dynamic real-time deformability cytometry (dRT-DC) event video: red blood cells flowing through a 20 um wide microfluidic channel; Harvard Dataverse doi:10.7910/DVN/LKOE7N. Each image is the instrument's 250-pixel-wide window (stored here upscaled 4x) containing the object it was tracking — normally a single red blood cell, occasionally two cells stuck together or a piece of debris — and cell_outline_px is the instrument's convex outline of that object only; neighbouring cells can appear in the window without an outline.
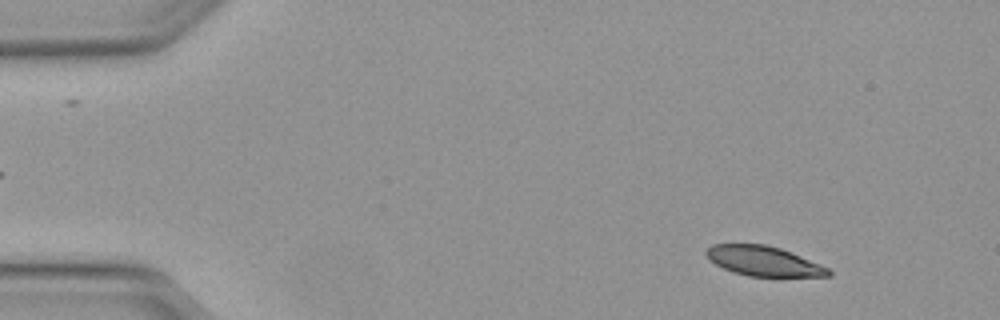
{"species": "Egyptian fruit bat (a non-hibernating species)", "species_latin": "Rousettus aegyptiacus", "temperature_condition": "warm", "stored_images_in_passage": 49, "camera_frame_rate_fps": 3000, "um_per_image_px": 0.085, "animal": {"sex": "female"}, "frame": {"image": 1, "passage_image": 5, "time_ms": 1.333, "image_size_px": [1000, 320], "cell_outline_px": [[832, 276], [748, 276], [732, 272], [708, 260], [704, 252], [712, 244], [764, 244], [780, 248], [800, 256], [828, 268], [832, 272]], "centroid_in_image_um": [64.86, 22.19], "position_along_channel_um": 20.1, "area_um2": 21.04}}
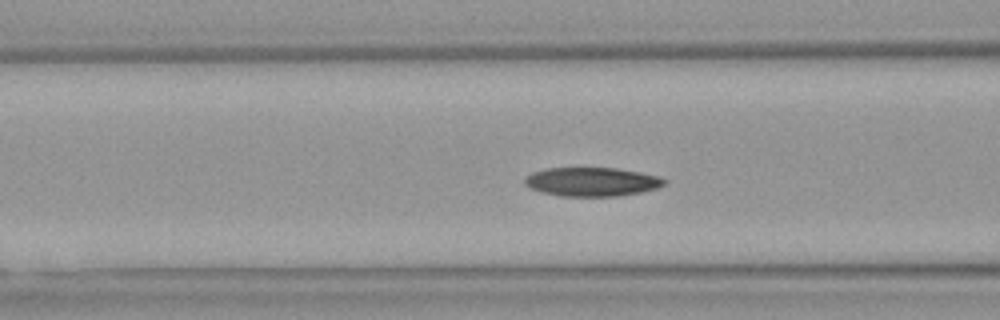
{"frame": {"image": 2, "passage_image": 19, "time_ms": 6.0, "image_size_px": [1000, 320], "cell_outline_px": [[668, 184], [656, 188], [640, 192], [616, 196], [560, 196], [544, 192], [532, 188], [524, 184], [524, 180], [532, 172], [544, 168], [616, 168], [640, 172], [660, 176], [668, 180]], "centroid_in_image_um": [50.36, 15.44], "position_along_channel_um": 116.2, "area_um2": 23.47}}
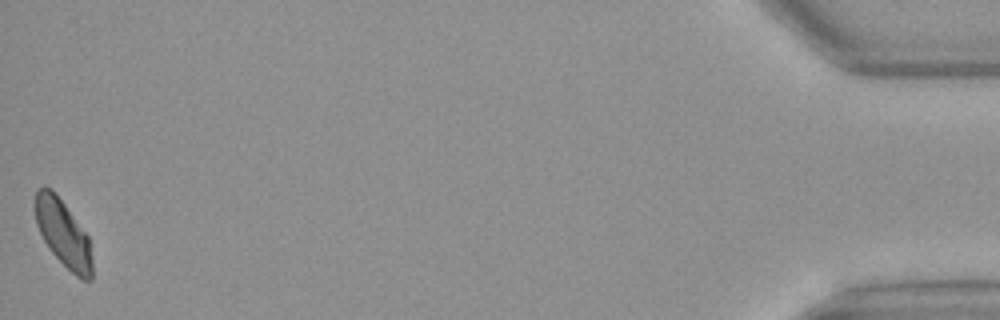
{"frame": {"image": 3, "passage_image": 49, "time_ms": 16.0, "image_size_px": [1000, 320], "cell_outline_px": [[92, 280], [80, 280], [52, 252], [44, 240], [36, 224], [36, 188], [44, 184], [52, 188], [56, 192], [88, 236], [92, 260]], "centroid_in_image_um": [5.37, 19.8], "position_along_channel_um": 429.8, "area_um2": 22.08}, "authors_computed_cell_mechanics": {"area_um2": 23.12, "velocity_mm_per_s": 4.1003, "shape_relaxation_time_tau1_ms": 6.8717, "shape_relaxation_time_tau2_ms": 8.1011, "deformation_change_tau1": 0.1416, "deformation_change_tau2": 0.1474}}